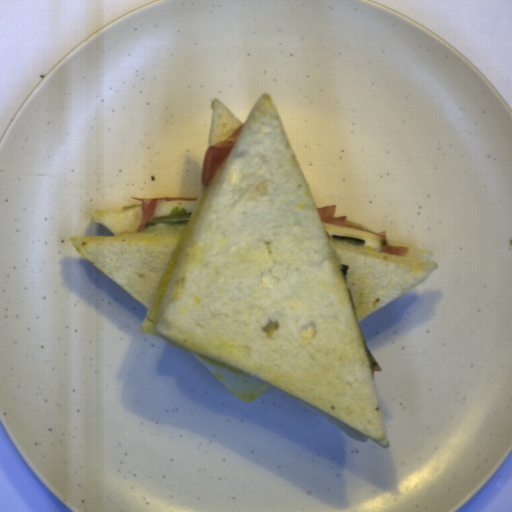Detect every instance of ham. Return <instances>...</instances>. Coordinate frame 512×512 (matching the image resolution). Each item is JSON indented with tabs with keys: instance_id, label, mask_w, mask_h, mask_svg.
I'll list each match as a JSON object with an SVG mask.
<instances>
[{
	"instance_id": "ham-1",
	"label": "ham",
	"mask_w": 512,
	"mask_h": 512,
	"mask_svg": "<svg viewBox=\"0 0 512 512\" xmlns=\"http://www.w3.org/2000/svg\"><path fill=\"white\" fill-rule=\"evenodd\" d=\"M337 205H333L331 207H324V208H317V214L324 224H329L333 226H340V227H347L352 228L356 230L365 231L368 233H372L375 235H378L382 239V246H381V254H391V255H397V256H405L408 251V246H398V245H390L388 242V236L387 231L380 232V233H374L367 231L365 228H363L361 225H355L349 221H347L348 215H344L340 218L334 217V212Z\"/></svg>"
},
{
	"instance_id": "ham-2",
	"label": "ham",
	"mask_w": 512,
	"mask_h": 512,
	"mask_svg": "<svg viewBox=\"0 0 512 512\" xmlns=\"http://www.w3.org/2000/svg\"><path fill=\"white\" fill-rule=\"evenodd\" d=\"M132 200L141 202L142 218L137 231L147 228V222L154 218L156 205L160 200L197 201L195 197H131Z\"/></svg>"
},
{
	"instance_id": "ham-3",
	"label": "ham",
	"mask_w": 512,
	"mask_h": 512,
	"mask_svg": "<svg viewBox=\"0 0 512 512\" xmlns=\"http://www.w3.org/2000/svg\"><path fill=\"white\" fill-rule=\"evenodd\" d=\"M367 352H368L369 356L373 359V361L377 363V365L374 368H371L372 372H381V370H382L381 365L375 359V357L373 356V354L371 353L370 350L367 349Z\"/></svg>"
}]
</instances>
